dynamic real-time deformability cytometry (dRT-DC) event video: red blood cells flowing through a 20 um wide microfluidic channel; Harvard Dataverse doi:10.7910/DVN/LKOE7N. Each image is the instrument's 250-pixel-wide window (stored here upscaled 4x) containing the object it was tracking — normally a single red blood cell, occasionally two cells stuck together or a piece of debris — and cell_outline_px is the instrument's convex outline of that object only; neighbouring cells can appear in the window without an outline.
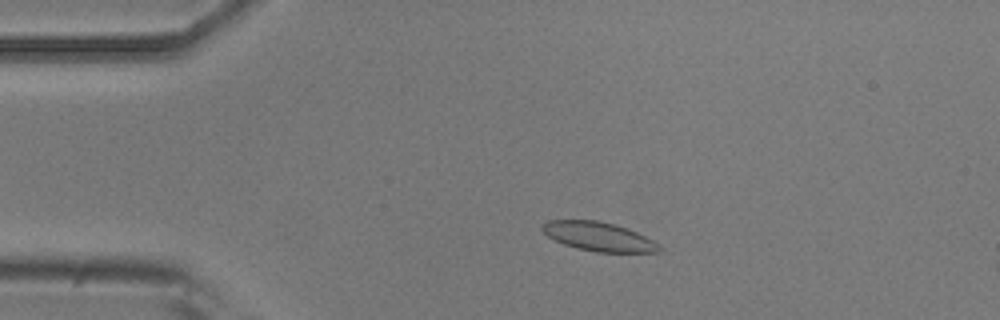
{"species": "common noctule bat (a hibernating species)", "species_latin": "Nyctalus noctula", "temperature_condition": "room temperature", "stored_images_in_passage": 50, "camera_frame_rate_fps": 3000, "um_per_image_px": 0.085, "animal": {"sex": "male", "body_mass_g": 20.5, "forearm_length_mm": 52.5}, "frame": {"image": 1, "passage_image": 9, "time_ms": 2.667, "image_size_px": [1000, 320], "cell_outline_px": [[664, 248], [660, 252], [596, 252], [564, 244], [548, 236], [540, 228], [548, 220], [596, 220], [616, 224], [628, 228], [660, 244]], "centroid_in_image_um": [50.93, 20.1], "position_along_channel_um": 34.1, "area_um2": 19.65}}
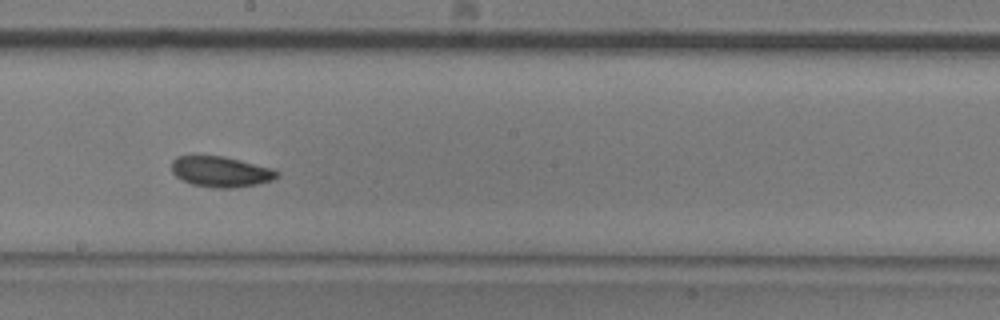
{"frame": {"image": 2, "passage_image": 27, "time_ms": 8.667, "image_size_px": [1000, 320], "cell_outline_px": [[280, 176], [272, 180], [256, 184], [232, 188], [216, 188], [192, 184], [176, 176], [172, 172], [172, 160], [176, 156], [224, 156], [272, 168], [280, 172]], "centroid_in_image_um": [18.79, 14.59], "position_along_channel_um": 229.4, "area_um2": 18.73}}
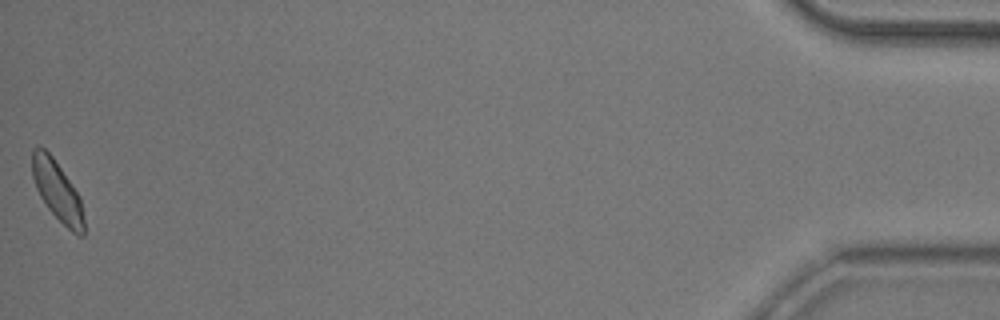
{"frame": {"image": 3, "passage_image": 50, "time_ms": 16.333, "image_size_px": [1000, 320], "cell_outline_px": [[84, 236], [76, 236], [48, 208], [40, 196], [36, 188], [32, 176], [32, 148], [36, 144], [44, 148], [52, 156], [80, 196], [84, 216]], "centroid_in_image_um": [4.87, 16.21], "position_along_channel_um": 430.3, "area_um2": 18.03}, "authors_computed_cell_mechanics": {"area_um2": 18.8717, "velocity_mm_per_s": 3.903, "shape_relaxation_time_tau1_ms": 3.386, "shape_relaxation_time_tau2_ms": 1.2001, "deformation_change_tau1": 0.0784, "deformation_change_tau2": 0.0563}}